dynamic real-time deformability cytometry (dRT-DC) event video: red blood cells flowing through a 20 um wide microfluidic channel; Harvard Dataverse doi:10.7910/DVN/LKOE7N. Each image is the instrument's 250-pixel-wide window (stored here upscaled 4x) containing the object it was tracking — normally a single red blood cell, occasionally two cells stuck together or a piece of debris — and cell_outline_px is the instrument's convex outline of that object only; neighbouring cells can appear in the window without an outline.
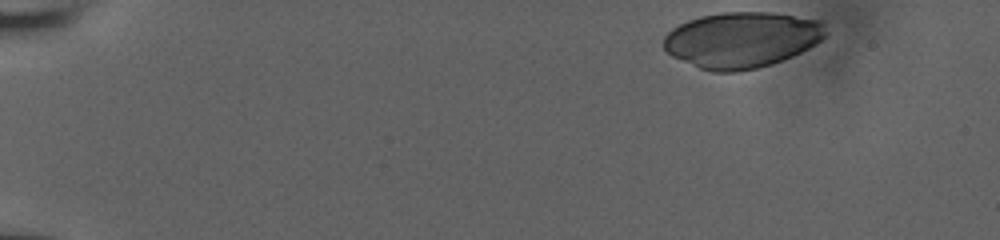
{"species": "human", "species_latin": "Homo sapiens", "temperature_condition": "room temperature", "stored_images_in_passage": 43, "camera_frame_rate_fps": 3000, "um_per_image_px": 0.085, "donor": {"sex": "male"}, "frame": {"image": 1, "passage_image": 1, "time_ms": 0.0, "image_size_px": [1000, 240], "cell_outline_px": [[828, 36], [808, 48], [792, 56], [772, 64], [756, 68], [736, 72], [712, 72], [700, 68], [672, 56], [664, 48], [664, 36], [672, 28], [688, 20], [700, 16], [724, 12], [772, 12], [820, 20], [828, 32]], "centroid_in_image_um": [63.06, 3.38], "position_along_channel_um": 21.9, "area_um2": 52.77}}
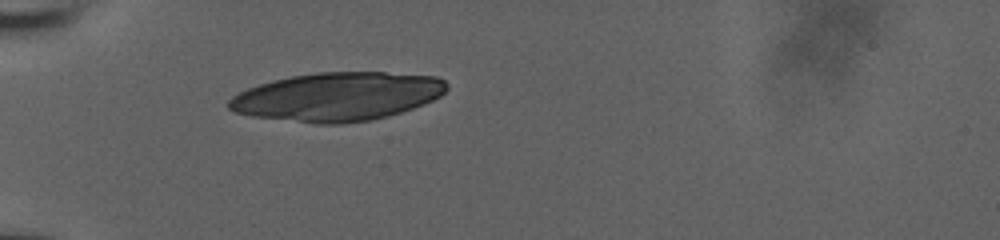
{"frame": {"image": 2, "passage_image": 13, "time_ms": 4.0, "image_size_px": [1000, 240], "cell_outline_px": [[448, 88], [440, 96], [424, 104], [388, 116], [372, 120], [344, 124], [316, 124], [252, 116], [236, 112], [228, 108], [228, 100], [232, 96], [248, 88], [260, 84], [292, 76], [316, 72], [384, 72], [436, 76], [444, 80], [448, 84]], "centroid_in_image_um": [28.7, 8.22], "position_along_channel_um": 56.3, "area_um2": 61.61}}